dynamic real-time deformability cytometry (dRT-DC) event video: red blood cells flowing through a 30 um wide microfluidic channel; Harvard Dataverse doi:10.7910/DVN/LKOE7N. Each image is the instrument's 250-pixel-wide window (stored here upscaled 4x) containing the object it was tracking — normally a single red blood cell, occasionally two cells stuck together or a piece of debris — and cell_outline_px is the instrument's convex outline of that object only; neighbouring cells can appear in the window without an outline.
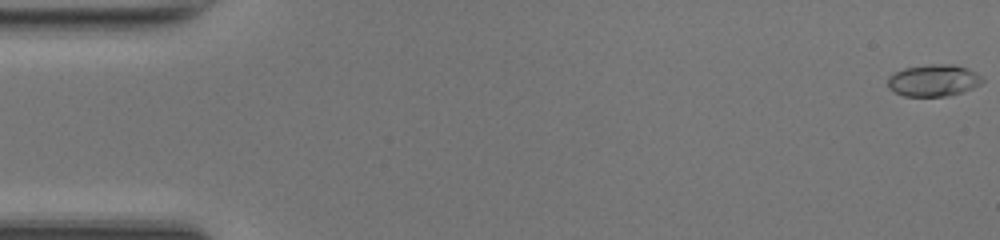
{"species": "common noctule bat (a hibernating species)", "species_latin": "Nyctalus noctula", "temperature_condition": "room temperature", "stored_images_in_passage": 44, "camera_frame_rate_fps": 3000, "um_per_image_px": 0.085, "animal": {"sex": "female", "body_mass_g": 17.0, "forearm_length_mm": 48.0}, "frame": {"image": 1, "passage_image": 1, "time_ms": 0.0, "image_size_px": [1000, 240], "cell_outline_px": [[984, 80], [980, 84], [972, 88], [948, 96], [904, 96], [888, 88], [888, 76], [904, 68], [932, 64], [956, 64], [968, 68], [976, 72]], "centroid_in_image_um": [79.35, 6.83], "position_along_channel_um": 5.6, "area_um2": 17.51}}
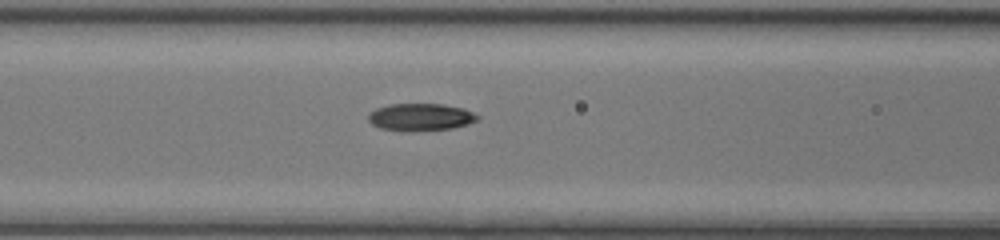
{"frame": {"image": 2, "passage_image": 21, "time_ms": 6.667, "image_size_px": [1000, 240], "cell_outline_px": [[480, 116], [476, 120], [468, 124], [452, 128], [404, 132], [380, 128], [372, 124], [368, 120], [368, 116], [376, 108], [388, 104], [444, 104], [464, 108]], "centroid_in_image_um": [35.74, 9.95], "position_along_channel_um": 130.9, "area_um2": 17.46}}
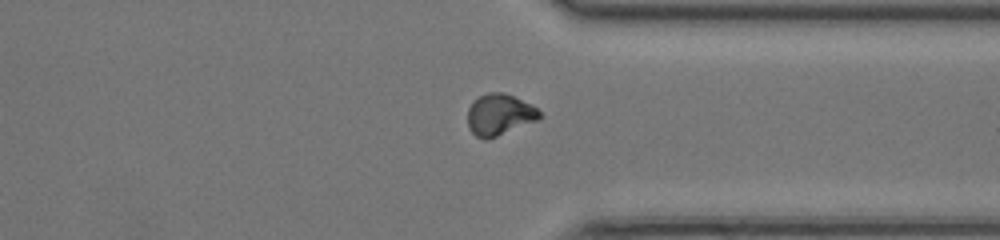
{"frame": {"image": 3, "passage_image": 38, "time_ms": 12.333, "image_size_px": [1000, 240], "cell_outline_px": [[544, 116], [536, 120], [496, 136], [484, 140], [476, 136], [468, 128], [468, 108], [472, 100], [488, 92], [504, 92], [536, 108]], "centroid_in_image_um": [42.4, 9.74], "position_along_channel_um": 369.0, "area_um2": 17.05}}